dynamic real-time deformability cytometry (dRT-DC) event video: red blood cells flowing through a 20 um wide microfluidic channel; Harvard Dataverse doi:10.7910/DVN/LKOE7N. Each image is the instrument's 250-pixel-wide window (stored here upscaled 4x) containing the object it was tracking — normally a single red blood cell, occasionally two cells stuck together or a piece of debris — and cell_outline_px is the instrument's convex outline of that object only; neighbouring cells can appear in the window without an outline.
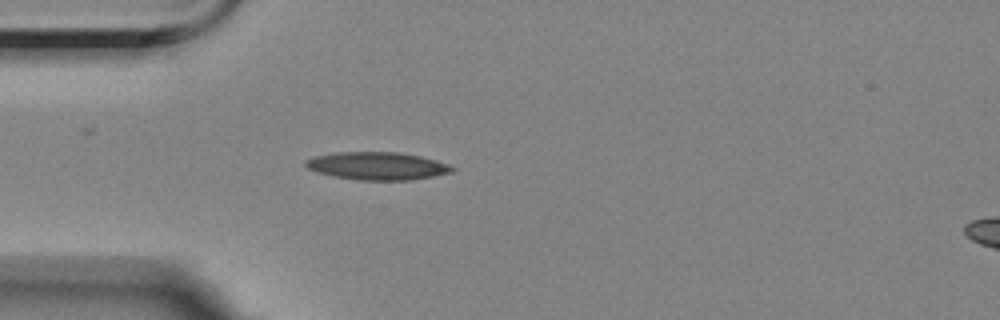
{"species": "Egyptian fruit bat (a non-hibernating species)", "species_latin": "Rousettus aegyptiacus", "temperature_condition": "room temperature", "stored_images_in_passage": 1, "camera_frame_rate_fps": 3000, "um_per_image_px": 0.085, "animal": {"sex": "female"}, "frame": {"image": 1, "passage_image": 1, "time_ms": 0.0, "image_size_px": [1000, 320], "cell_outline_px": [[456, 168], [452, 172], [412, 180], [356, 180], [316, 172], [308, 168], [304, 164], [304, 160], [312, 156], [336, 152], [400, 152], [420, 156], [436, 160], [448, 164]], "centroid_in_image_um": [32.05, 14.1], "position_along_channel_um": 53.0, "area_um2": 23.81}}